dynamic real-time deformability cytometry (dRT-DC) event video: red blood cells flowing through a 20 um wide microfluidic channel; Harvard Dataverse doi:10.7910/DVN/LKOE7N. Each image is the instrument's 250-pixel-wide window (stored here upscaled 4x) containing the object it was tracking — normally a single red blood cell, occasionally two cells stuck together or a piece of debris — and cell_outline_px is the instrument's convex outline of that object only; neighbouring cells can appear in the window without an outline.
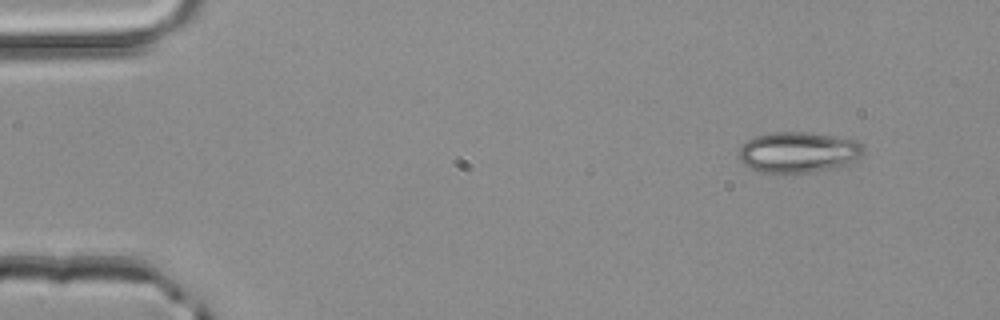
{"species": "common noctule bat (a hibernating species)", "species_latin": "Nyctalus noctula", "temperature_condition": "room temperature", "stored_images_in_passage": 3, "camera_frame_rate_fps": 3000, "um_per_image_px": 0.085, "animal": {"sex": "male", "body_mass_g": 20.4}, "frame": {"image": 1, "passage_image": 1, "time_ms": 0.0, "image_size_px": [1000, 320], "cell_outline_px": [[864, 152], [856, 160], [848, 164], [812, 172], [760, 172], [748, 168], [740, 160], [740, 148], [748, 140], [756, 136], [776, 132], [808, 132], [856, 140], [864, 144]], "centroid_in_image_um": [67.88, 12.94], "position_along_channel_um": 17.1, "area_um2": 29.36}}